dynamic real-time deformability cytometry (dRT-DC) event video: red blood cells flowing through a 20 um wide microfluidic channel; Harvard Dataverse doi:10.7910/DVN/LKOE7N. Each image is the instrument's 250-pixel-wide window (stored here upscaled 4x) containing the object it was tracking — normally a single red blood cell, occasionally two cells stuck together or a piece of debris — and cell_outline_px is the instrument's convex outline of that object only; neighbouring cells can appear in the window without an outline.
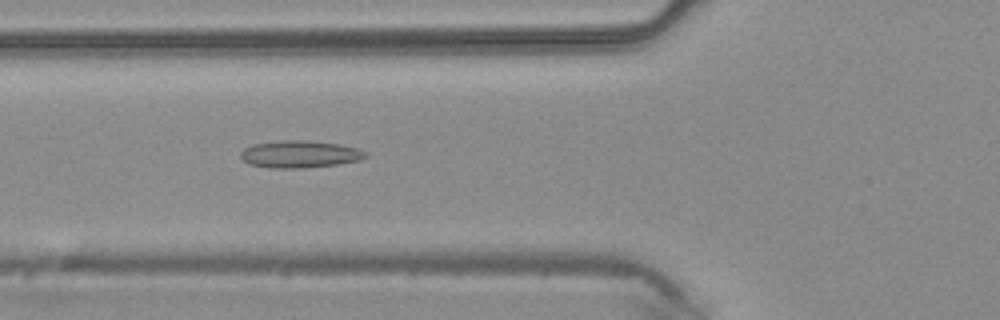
{"species": "common noctule bat (a hibernating species)", "species_latin": "Nyctalus noctula", "temperature_condition": "warm", "stored_images_in_passage": 45, "camera_frame_rate_fps": 3000, "um_per_image_px": 0.085, "animal": {"sex": "male", "body_mass_g": 20.4}, "frame": {"image": 1, "passage_image": 17, "time_ms": 5.333, "image_size_px": [1000, 320], "cell_outline_px": [[368, 156], [360, 160], [336, 164], [304, 168], [272, 168], [248, 164], [240, 156], [240, 152], [244, 148], [252, 144], [284, 140], [308, 140], [340, 144], [360, 148], [368, 152]], "centroid_in_image_um": [25.51, 13.1], "position_along_channel_um": 100.3, "area_um2": 20.0}}
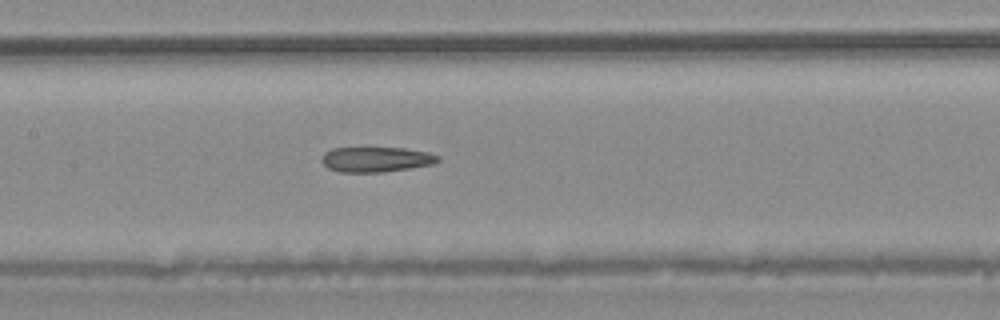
{"frame": {"image": 2, "passage_image": 22, "time_ms": 7.0, "image_size_px": [1000, 320], "cell_outline_px": [[440, 160], [432, 164], [408, 168], [380, 172], [340, 172], [328, 168], [320, 160], [320, 156], [324, 152], [332, 148], [404, 148], [428, 152], [440, 156]], "centroid_in_image_um": [31.93, 13.54], "position_along_channel_um": 175.5, "area_um2": 16.99}}
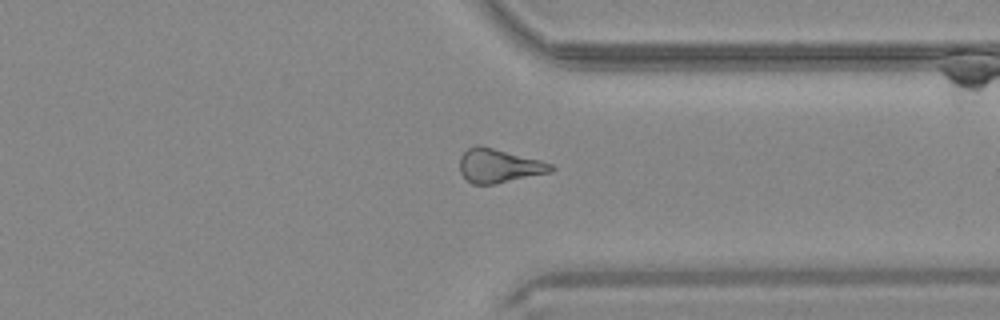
{"frame": {"image": 3, "passage_image": 35, "time_ms": 11.333, "image_size_px": [1000, 320], "cell_outline_px": [[556, 168], [552, 172], [492, 184], [472, 184], [460, 172], [460, 156], [468, 148], [476, 144], [480, 144], [540, 160], [552, 164]], "centroid_in_image_um": [42.41, 14.07], "position_along_channel_um": 369.0, "area_um2": 17.98}}